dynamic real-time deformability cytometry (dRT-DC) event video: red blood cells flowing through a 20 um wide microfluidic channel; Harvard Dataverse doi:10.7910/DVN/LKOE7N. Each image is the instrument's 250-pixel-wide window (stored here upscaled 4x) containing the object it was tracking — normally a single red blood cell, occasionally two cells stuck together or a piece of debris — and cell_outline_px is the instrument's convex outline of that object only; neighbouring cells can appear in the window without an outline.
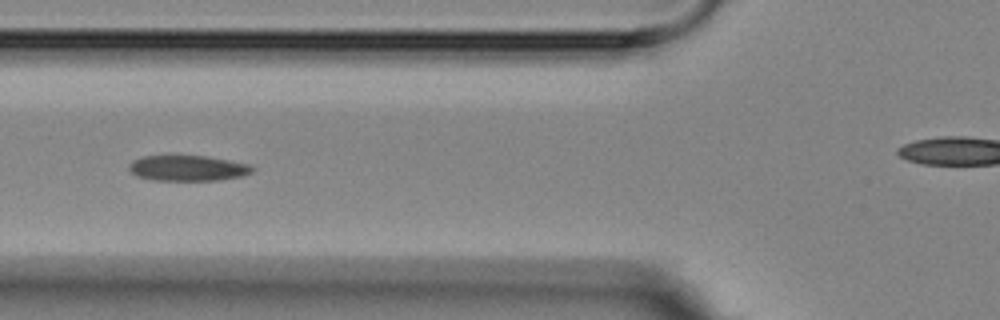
{"species": "Egyptian fruit bat (a non-hibernating species)", "species_latin": "Rousettus aegyptiacus", "temperature_condition": "room temperature", "stored_images_in_passage": 6, "segment_of_instrument_passage": [1, 2], "camera_frame_rate_fps": 3000, "um_per_image_px": 0.085, "animal": {"sex": "female"}, "frame": {"image": 1, "passage_image": 4, "time_ms": 4.333, "image_size_px": [1000, 320], "cell_outline_px": [[256, 168], [252, 172], [244, 176], [216, 180], [152, 180], [136, 176], [128, 168], [128, 164], [132, 160], [144, 156], [204, 156], [228, 160], [248, 164]], "centroid_in_image_um": [15.95, 14.3], "position_along_channel_um": 109.9, "area_um2": 18.32}}
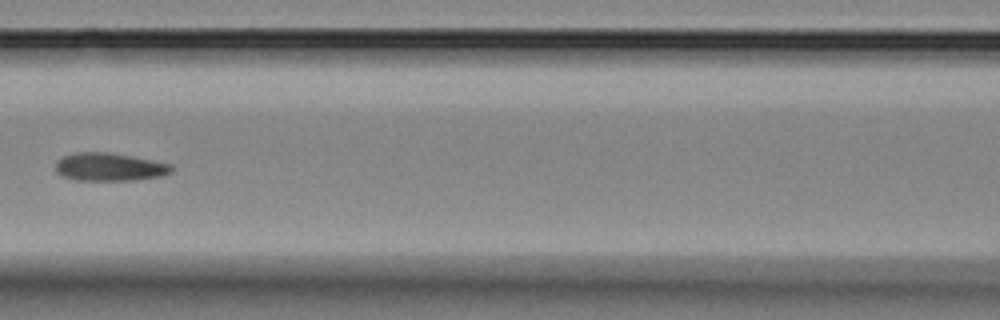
{"frame": {"image": 2, "passage_image": 5, "time_ms": 5.667, "image_size_px": [1000, 320], "cell_outline_px": [[176, 168], [172, 172], [164, 176], [136, 180], [76, 180], [64, 176], [56, 172], [56, 160], [64, 156], [76, 152], [108, 152], [132, 156], [172, 164]], "centroid_in_image_um": [9.36, 14.19], "position_along_channel_um": 157.2, "area_um2": 19.13}}